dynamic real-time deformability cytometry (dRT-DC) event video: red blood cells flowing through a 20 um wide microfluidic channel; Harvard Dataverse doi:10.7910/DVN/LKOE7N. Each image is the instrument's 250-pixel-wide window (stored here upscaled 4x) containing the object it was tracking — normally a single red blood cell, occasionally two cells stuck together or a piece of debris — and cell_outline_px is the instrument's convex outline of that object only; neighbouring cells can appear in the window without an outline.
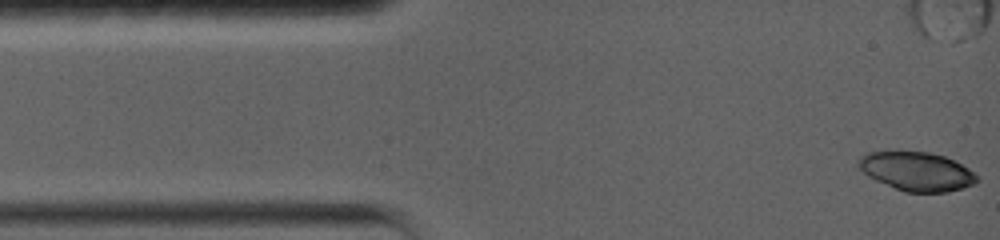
{"species": "common noctule bat (a hibernating species)", "species_latin": "Nyctalus noctula", "temperature_condition": "warm", "stored_images_in_passage": 17, "camera_frame_rate_fps": 5000, "um_per_image_px": 0.085, "animal": {"sex": "female", "body_mass_g": 19.0, "forearm_length_mm": 56.7}, "frame": {"image": 1, "passage_image": 1, "time_ms": 0.0, "image_size_px": [1000, 240], "cell_outline_px": [[980, 180], [964, 188], [948, 192], [904, 192], [876, 180], [868, 176], [856, 164], [860, 156], [864, 152], [932, 152], [944, 156], [968, 168], [980, 176]], "centroid_in_image_um": [77.93, 14.57], "position_along_channel_um": 7.1, "area_um2": 26.82}}